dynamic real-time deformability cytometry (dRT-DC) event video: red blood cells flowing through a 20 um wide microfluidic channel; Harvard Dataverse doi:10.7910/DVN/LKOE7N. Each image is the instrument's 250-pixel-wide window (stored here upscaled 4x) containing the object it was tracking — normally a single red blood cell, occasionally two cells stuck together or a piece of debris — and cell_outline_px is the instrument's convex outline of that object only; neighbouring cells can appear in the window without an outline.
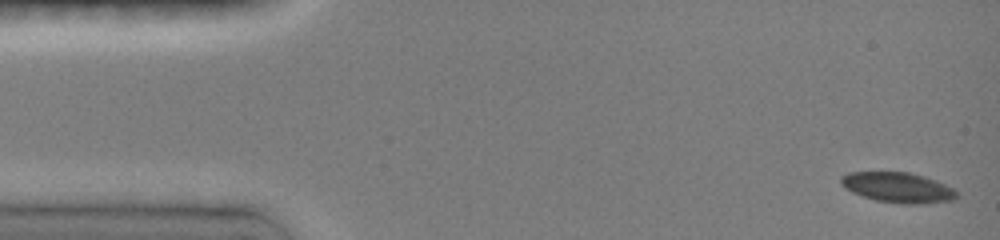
{"species": "common noctule bat (a hibernating species)", "species_latin": "Nyctalus noctula", "temperature_condition": "room temperature", "stored_images_in_passage": 8, "camera_frame_rate_fps": 3000, "um_per_image_px": 0.085, "animal": {"sex": "female", "body_mass_g": 19.0, "forearm_length_mm": 51.5}, "frame": {"image": 1, "passage_image": 1, "time_ms": 0.0, "image_size_px": [1000, 240], "cell_outline_px": [[960, 196], [956, 200], [924, 204], [904, 204], [876, 200], [852, 192], [844, 188], [840, 184], [840, 176], [848, 172], [908, 172], [924, 176], [936, 180], [952, 188]], "centroid_in_image_um": [76.33, 15.94], "position_along_channel_um": 8.7, "area_um2": 20.58}}
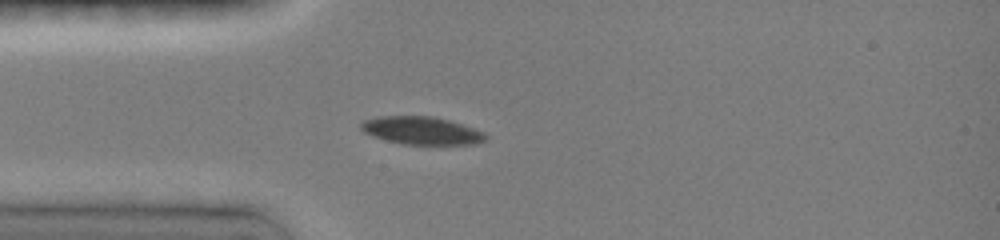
{"frame": {"image": 2, "passage_image": 6, "time_ms": 3.667, "image_size_px": [1000, 240], "cell_outline_px": [[488, 140], [476, 144], [400, 144], [372, 136], [364, 132], [360, 128], [360, 124], [364, 120], [380, 116], [432, 116], [448, 120], [484, 132], [488, 136]], "centroid_in_image_um": [35.83, 11.1], "position_along_channel_um": 49.2, "area_um2": 20.17}}